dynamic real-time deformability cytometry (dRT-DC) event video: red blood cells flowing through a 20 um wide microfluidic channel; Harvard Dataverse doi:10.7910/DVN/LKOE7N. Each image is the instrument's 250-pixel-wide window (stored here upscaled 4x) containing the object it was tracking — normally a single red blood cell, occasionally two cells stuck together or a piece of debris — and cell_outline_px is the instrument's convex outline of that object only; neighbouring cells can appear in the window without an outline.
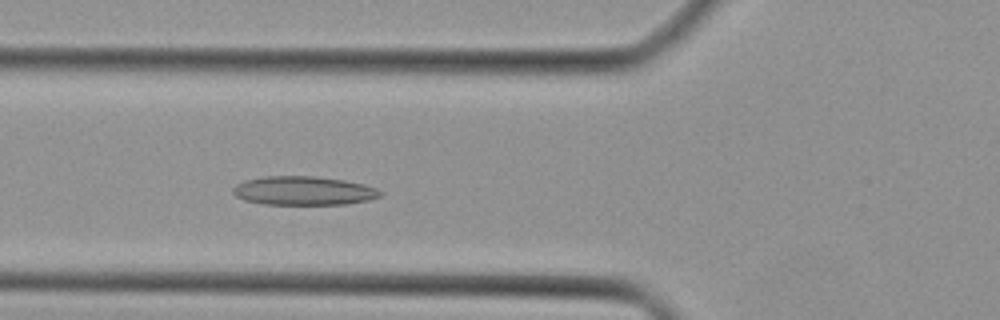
{"species": "Egyptian fruit bat (a non-hibernating species)", "species_latin": "Rousettus aegyptiacus", "temperature_condition": "cold", "stored_images_in_passage": 31, "camera_frame_rate_fps": 3000, "um_per_image_px": 0.085, "animal": {"sex": "female"}, "frame": {"image": 1, "passage_image": 3, "time_ms": 0.667, "image_size_px": [1000, 320], "cell_outline_px": [[380, 196], [368, 200], [348, 204], [264, 204], [244, 200], [236, 196], [232, 192], [232, 188], [236, 184], [244, 180], [264, 176], [312, 176], [344, 180], [364, 184], [376, 188], [380, 192]], "centroid_in_image_um": [25.76, 16.21], "position_along_channel_um": 100.0, "area_um2": 24.68}}
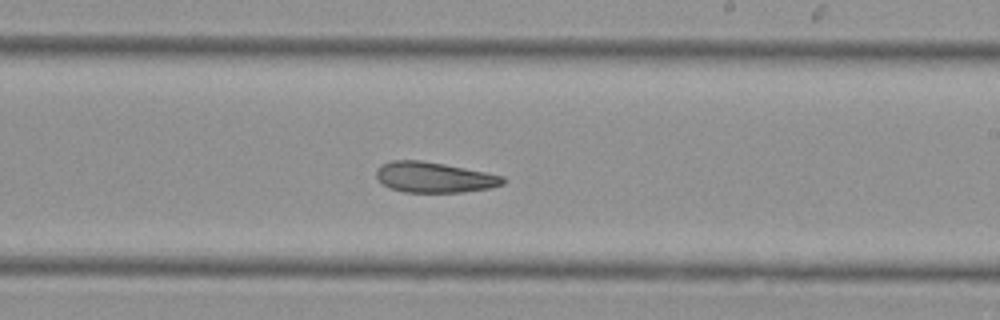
{"frame": {"image": 2, "passage_image": 13, "time_ms": 4.0, "image_size_px": [1000, 320], "cell_outline_px": [[504, 184], [492, 188], [464, 192], [404, 192], [392, 188], [384, 184], [376, 176], [376, 168], [380, 164], [392, 160], [420, 160], [444, 164], [504, 176]], "centroid_in_image_um": [36.9, 15.07], "position_along_channel_um": 252.1, "area_um2": 22.43}}
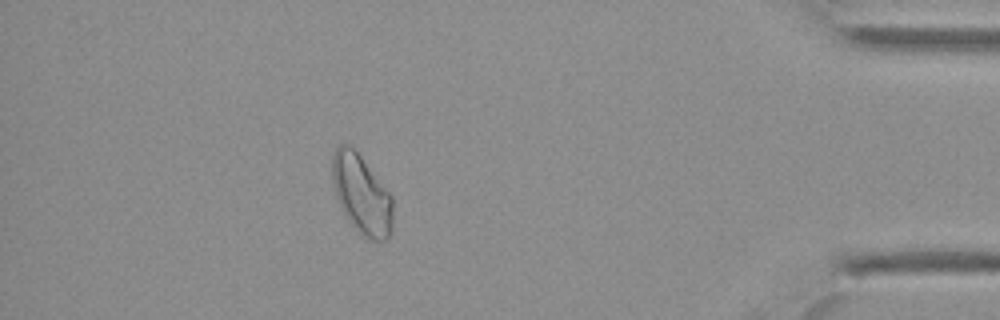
{"frame": {"image": 3, "passage_image": 26, "time_ms": 8.333, "image_size_px": [1000, 320], "cell_outline_px": [[392, 232], [388, 240], [368, 240], [344, 216], [336, 196], [332, 180], [332, 152], [340, 144], [348, 144], [360, 156], [392, 196]], "centroid_in_image_um": [30.72, 16.54], "position_along_channel_um": 404.5, "area_um2": 27.8}}